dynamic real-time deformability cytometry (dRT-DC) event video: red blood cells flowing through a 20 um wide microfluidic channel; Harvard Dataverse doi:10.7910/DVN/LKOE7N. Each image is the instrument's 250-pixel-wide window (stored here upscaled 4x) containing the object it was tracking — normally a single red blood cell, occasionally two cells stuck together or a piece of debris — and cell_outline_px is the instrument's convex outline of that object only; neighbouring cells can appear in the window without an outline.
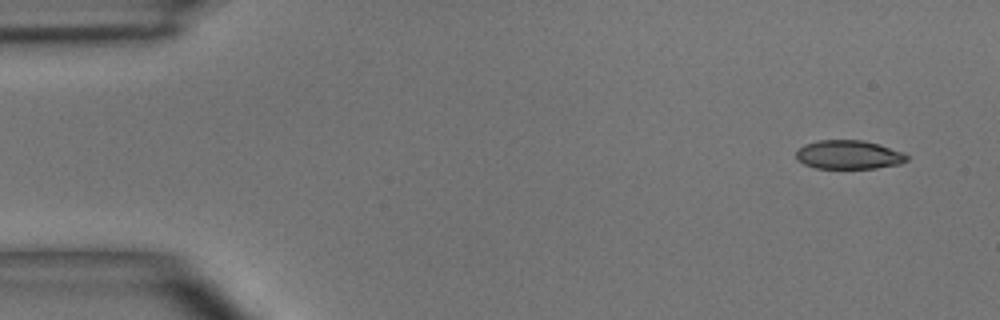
{"species": "common noctule bat (a hibernating species)", "species_latin": "Nyctalus noctula", "temperature_condition": "room temperature", "stored_images_in_passage": 5, "segment_of_instrument_passage": [1, 2], "camera_frame_rate_fps": 3000, "um_per_image_px": 0.085, "animal": {"sex": "male", "body_mass_g": 15.6}, "frame": {"image": 1, "passage_image": 1, "time_ms": 0.0, "image_size_px": [1000, 320], "cell_outline_px": [[908, 160], [900, 164], [876, 168], [816, 168], [804, 164], [796, 160], [796, 152], [804, 144], [816, 140], [864, 140], [880, 144], [904, 152], [908, 156]], "centroid_in_image_um": [72.15, 13.14], "position_along_channel_um": 12.8, "area_um2": 18.79}}